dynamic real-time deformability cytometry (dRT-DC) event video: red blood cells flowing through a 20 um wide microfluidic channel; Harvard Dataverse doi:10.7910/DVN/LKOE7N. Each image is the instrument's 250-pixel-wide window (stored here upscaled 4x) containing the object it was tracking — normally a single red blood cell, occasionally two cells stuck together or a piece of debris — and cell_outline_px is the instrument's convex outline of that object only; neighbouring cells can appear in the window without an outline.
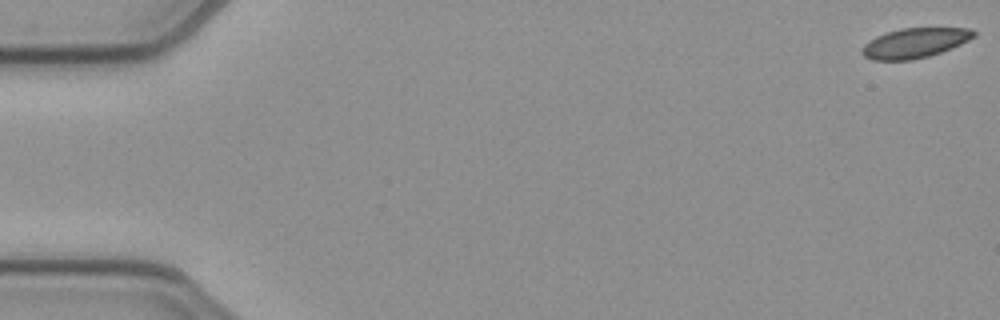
{"species": "common noctule bat (a hibernating species)", "species_latin": "Nyctalus noctula", "temperature_condition": "cold", "stored_images_in_passage": 53, "camera_frame_rate_fps": 3000, "um_per_image_px": 0.085, "animal": {"sex": "female", "body_mass_g": 21.9}, "frame": {"image": 1, "passage_image": 1, "time_ms": 0.0, "image_size_px": [1000, 320], "cell_outline_px": [[976, 36], [960, 44], [940, 52], [928, 56], [912, 60], [872, 60], [864, 56], [860, 52], [860, 48], [864, 44], [876, 36], [900, 28], [972, 28], [976, 32]], "centroid_in_image_um": [77.73, 3.65], "position_along_channel_um": 7.3, "area_um2": 19.42}}
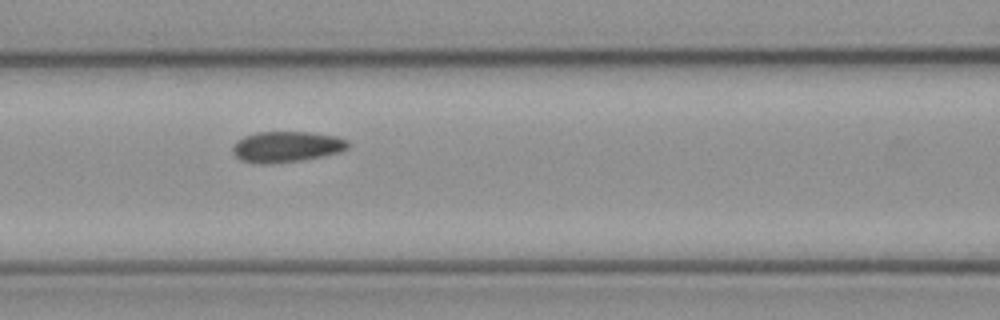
{"frame": {"image": 2, "passage_image": 23, "time_ms": 7.333, "image_size_px": [1000, 320], "cell_outline_px": [[352, 144], [348, 148], [340, 152], [300, 160], [272, 164], [256, 164], [240, 160], [232, 152], [232, 144], [236, 140], [244, 136], [256, 132], [312, 132], [336, 136], [348, 140]], "centroid_in_image_um": [24.33, 12.47], "position_along_channel_um": 142.3, "area_um2": 21.04}}
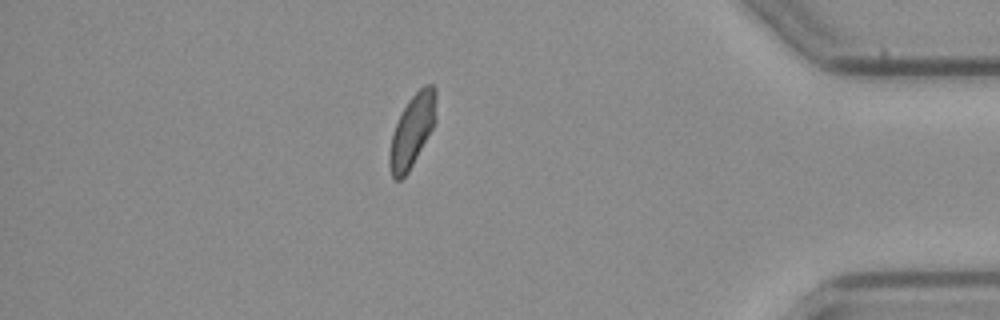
{"frame": {"image": 3, "passage_image": 46, "time_ms": 15.0, "image_size_px": [1000, 320], "cell_outline_px": [[436, 120], [432, 128], [408, 172], [400, 180], [396, 180], [392, 176], [388, 164], [388, 156], [392, 136], [396, 124], [408, 100], [424, 84], [432, 84], [436, 88]], "centroid_in_image_um": [35.04, 11.09], "position_along_channel_um": 400.2, "area_um2": 19.36}, "authors_computed_cell_mechanics": {"area_um2": 20.23, "velocity_mm_per_s": 3.8957, "shape_relaxation_time_tau1_ms": null, "shape_relaxation_time_tau2_ms": 4.2821, "deformation_change_tau1": null, "deformation_change_tau2": 0.0786}}